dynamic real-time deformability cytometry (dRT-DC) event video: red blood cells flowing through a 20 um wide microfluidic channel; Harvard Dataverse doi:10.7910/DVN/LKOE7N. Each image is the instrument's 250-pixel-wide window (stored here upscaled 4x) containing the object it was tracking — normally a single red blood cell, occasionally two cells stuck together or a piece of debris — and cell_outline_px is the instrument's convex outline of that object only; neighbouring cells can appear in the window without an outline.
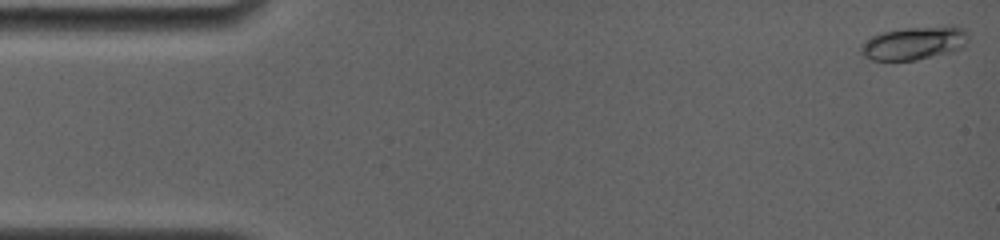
{"species": "common noctule bat (a hibernating species)", "species_latin": "Nyctalus noctula", "temperature_condition": "room temperature", "stored_images_in_passage": 61, "camera_frame_rate_fps": 4000, "um_per_image_px": 0.085, "animal": {"sex": "female", "body_mass_g": 19.0, "forearm_length_mm": 56.7}, "frame": {"image": 1, "passage_image": 1, "time_ms": 0.0, "image_size_px": [1000, 240], "cell_outline_px": [[968, 36], [964, 44], [960, 48], [948, 52], [916, 60], [872, 60], [864, 56], [860, 52], [860, 44], [872, 36], [884, 32], [904, 28], [940, 24], [952, 24], [964, 28], [968, 32]], "centroid_in_image_um": [77.72, 3.62], "position_along_channel_um": 7.3, "area_um2": 21.04}}
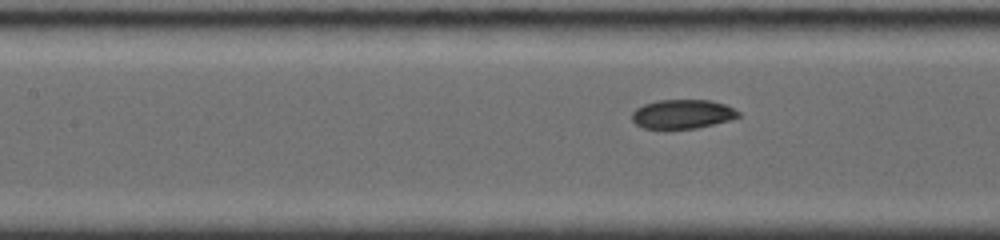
{"frame": {"image": 2, "passage_image": 26, "time_ms": 7.0, "image_size_px": [1000, 240], "cell_outline_px": [[740, 116], [728, 120], [696, 128], [664, 132], [644, 128], [636, 124], [632, 120], [632, 112], [636, 108], [644, 104], [656, 100], [712, 100], [724, 104], [740, 112]], "centroid_in_image_um": [57.94, 9.73], "position_along_channel_um": 149.5, "area_um2": 18.61}}
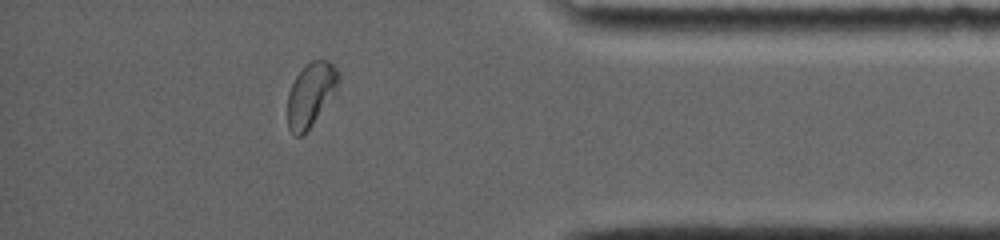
{"frame": {"image": 3, "passage_image": 52, "time_ms": 14.25, "image_size_px": [1000, 240], "cell_outline_px": [[340, 76], [336, 96], [312, 124], [300, 136], [296, 136], [288, 128], [288, 92], [296, 76], [304, 64], [312, 60], [328, 60], [340, 72]], "centroid_in_image_um": [26.46, 8.0], "position_along_channel_um": 408.7, "area_um2": 19.25}, "authors_computed_cell_mechanics": {"area_um2": 18.7272, "velocity_mm_per_s": 3.7937, "shape_relaxation_time_tau1_ms": 5.8195, "shape_relaxation_time_tau2_ms": 2.2397, "deformation_change_tau1": 0.1315, "deformation_change_tau2": 0.0475}}